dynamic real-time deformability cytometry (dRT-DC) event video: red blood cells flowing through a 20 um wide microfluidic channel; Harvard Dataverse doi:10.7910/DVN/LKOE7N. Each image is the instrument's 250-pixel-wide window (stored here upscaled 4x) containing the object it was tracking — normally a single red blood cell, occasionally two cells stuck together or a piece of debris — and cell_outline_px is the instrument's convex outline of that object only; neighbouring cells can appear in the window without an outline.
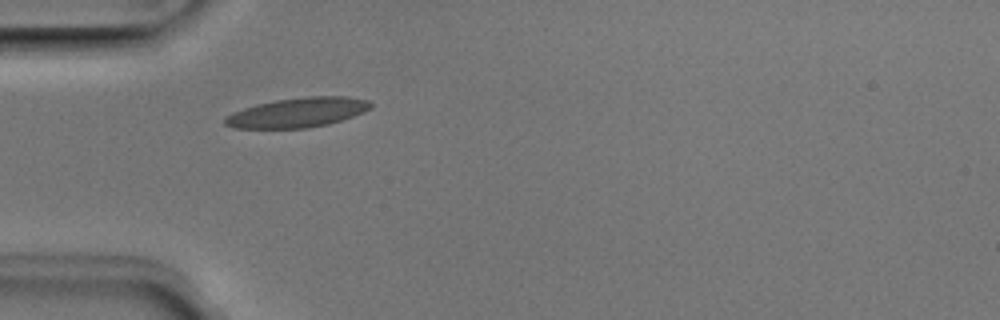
{"species": "Egyptian fruit bat (a non-hibernating species)", "species_latin": "Rousettus aegyptiacus", "temperature_condition": "room temperature", "stored_images_in_passage": 36, "camera_frame_rate_fps": 3000, "um_per_image_px": 0.085, "animal": {"sex": "male"}, "frame": {"image": 1, "passage_image": 1, "time_ms": 0.0, "image_size_px": [1000, 320], "cell_outline_px": [[372, 104], [364, 112], [328, 124], [308, 128], [232, 128], [224, 124], [224, 116], [232, 112], [256, 104], [276, 100], [308, 96], [348, 96], [368, 100]], "centroid_in_image_um": [25.25, 9.56], "position_along_channel_um": 59.7, "area_um2": 25.14}}
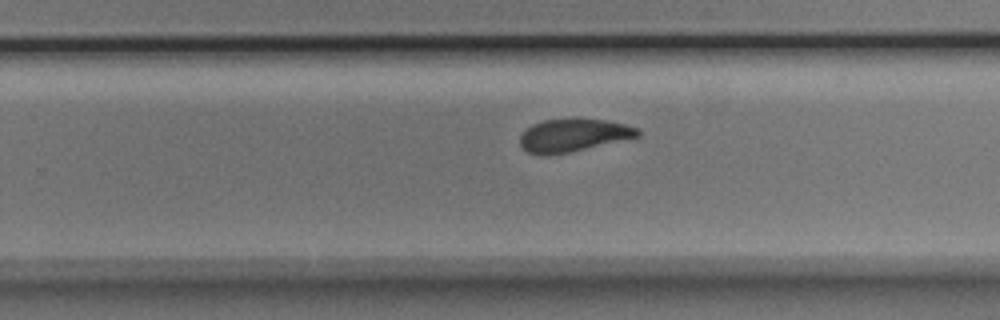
{"frame": {"image": 2, "passage_image": 18, "time_ms": 5.667, "image_size_px": [1000, 320], "cell_outline_px": [[640, 136], [568, 152], [548, 156], [540, 156], [528, 152], [520, 144], [520, 136], [532, 124], [544, 120], [604, 120], [624, 124], [640, 128]], "centroid_in_image_um": [48.71, 11.52], "position_along_channel_um": 281.1, "area_um2": 22.02}}
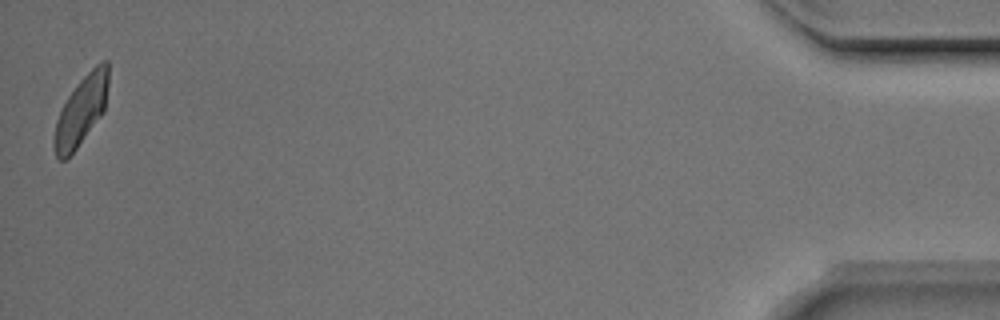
{"frame": {"image": 3, "passage_image": 36, "time_ms": 11.667, "image_size_px": [1000, 320], "cell_outline_px": [[108, 84], [104, 112], [76, 148], [64, 160], [60, 160], [56, 156], [52, 144], [52, 140], [56, 120], [68, 96], [80, 80], [96, 64], [104, 60], [108, 60]], "centroid_in_image_um": [6.89, 9.4], "position_along_channel_um": 428.3, "area_um2": 21.62}, "authors_computed_cell_mechanics": {"area_um2": 23.12, "velocity_mm_per_s": 3.9757, "shape_relaxation_time_tau1_ms": 3.7026, "shape_relaxation_time_tau2_ms": 1.4779, "deformation_change_tau1": 0.125, "deformation_change_tau2": 0.0628}}